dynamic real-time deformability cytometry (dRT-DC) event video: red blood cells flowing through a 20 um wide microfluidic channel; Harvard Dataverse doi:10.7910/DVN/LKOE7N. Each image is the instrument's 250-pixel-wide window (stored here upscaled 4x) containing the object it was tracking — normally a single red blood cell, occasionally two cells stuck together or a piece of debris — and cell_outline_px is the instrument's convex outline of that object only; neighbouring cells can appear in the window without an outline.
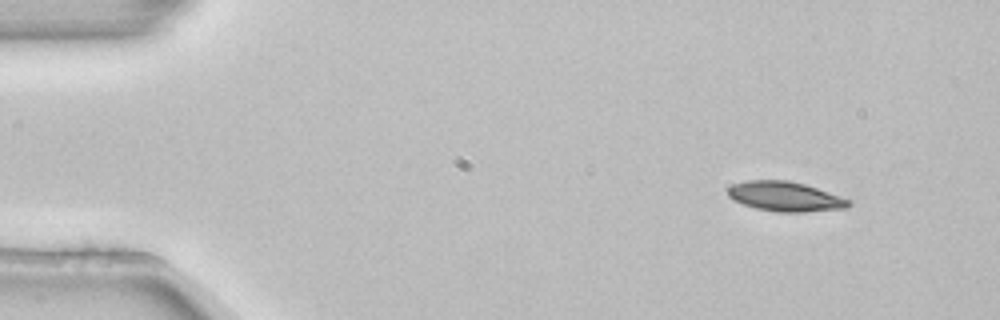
{"species": "common noctule bat (a hibernating species)", "species_latin": "Nyctalus noctula", "temperature_condition": "room temperature", "stored_images_in_passage": 3, "camera_frame_rate_fps": 3000, "um_per_image_px": 0.085, "animal": {"sex": "female", "body_mass_g": 22.7, "forearm_length_mm": 54.2}, "frame": {"image": 1, "passage_image": 1, "time_ms": 0.0, "image_size_px": [1000, 320], "cell_outline_px": [[852, 204], [848, 208], [804, 212], [776, 212], [756, 208], [732, 200], [728, 196], [728, 188], [732, 184], [748, 180], [788, 180], [804, 184], [852, 200]], "centroid_in_image_um": [66.75, 16.71], "position_along_channel_um": 18.3, "area_um2": 20.98}}